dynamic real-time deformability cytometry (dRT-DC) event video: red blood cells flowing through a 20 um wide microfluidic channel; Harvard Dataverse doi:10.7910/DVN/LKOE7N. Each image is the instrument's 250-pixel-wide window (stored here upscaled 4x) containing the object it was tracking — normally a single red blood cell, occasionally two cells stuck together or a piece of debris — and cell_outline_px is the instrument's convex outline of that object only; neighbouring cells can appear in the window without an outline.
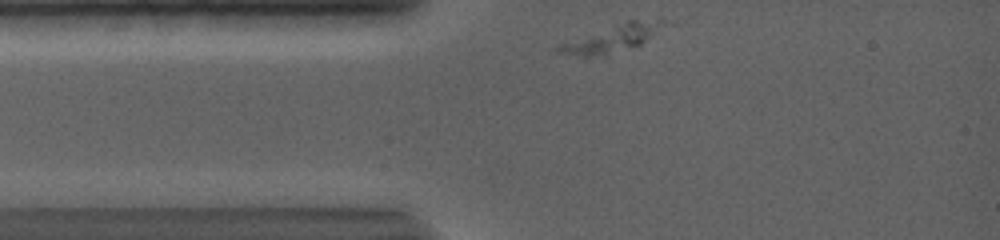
{"species": "common noctule bat (a hibernating species)", "species_latin": "Nyctalus noctula", "temperature_condition": "warm", "stored_images_in_passage": 49, "camera_frame_rate_fps": 5000, "um_per_image_px": 0.085, "animal": {"sex": "female", "body_mass_g": 19.0, "forearm_length_mm": 56.7}, "frame": {"image": 1, "passage_image": 1, "time_ms": 0.0, "image_size_px": [1000, 240], "cell_outline_px": [[672, 24], [640, 44], [588, 56], [584, 56], [564, 52], [556, 48], [560, 44], [628, 20], [660, 16], [668, 20]], "centroid_in_image_um": [52.36, 3.12], "position_along_channel_um": 32.6, "area_um2": 16.07}}
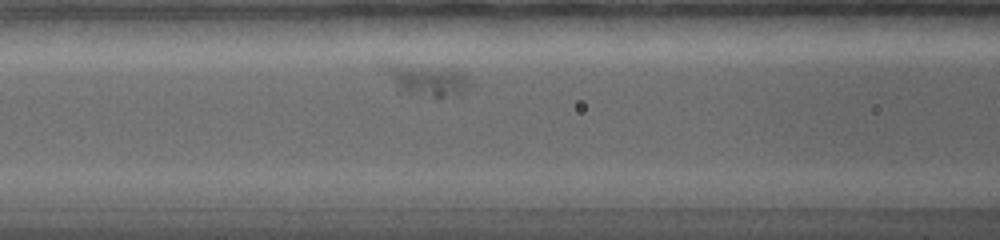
{"frame": {"image": 2, "passage_image": 14, "time_ms": 3.0, "image_size_px": [1000, 240], "cell_outline_px": [[468, 84], [460, 92], [436, 100], [400, 88], [396, 80], [392, 68], [396, 68], [452, 72], [464, 76], [468, 80]], "centroid_in_image_um": [36.57, 7.01], "position_along_channel_um": 130.0, "area_um2": 11.79}}
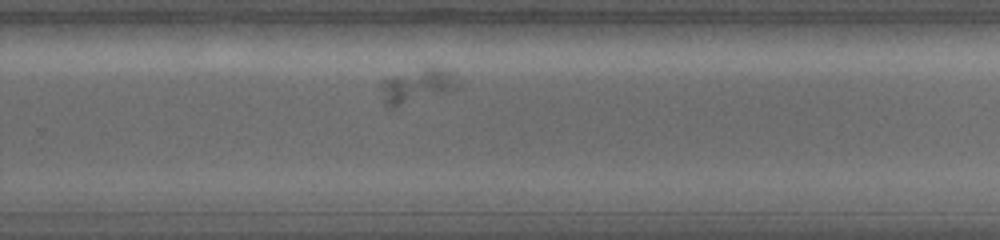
{"frame": {"image": 3, "passage_image": 33, "time_ms": 7.6, "image_size_px": [1000, 240], "cell_outline_px": [[456, 84], [448, 88], [392, 108], [388, 108], [384, 104], [380, 84], [380, 80], [428, 64], [440, 72]], "centroid_in_image_um": [35.1, 7.27], "position_along_channel_um": 294.7, "area_um2": 13.64}}